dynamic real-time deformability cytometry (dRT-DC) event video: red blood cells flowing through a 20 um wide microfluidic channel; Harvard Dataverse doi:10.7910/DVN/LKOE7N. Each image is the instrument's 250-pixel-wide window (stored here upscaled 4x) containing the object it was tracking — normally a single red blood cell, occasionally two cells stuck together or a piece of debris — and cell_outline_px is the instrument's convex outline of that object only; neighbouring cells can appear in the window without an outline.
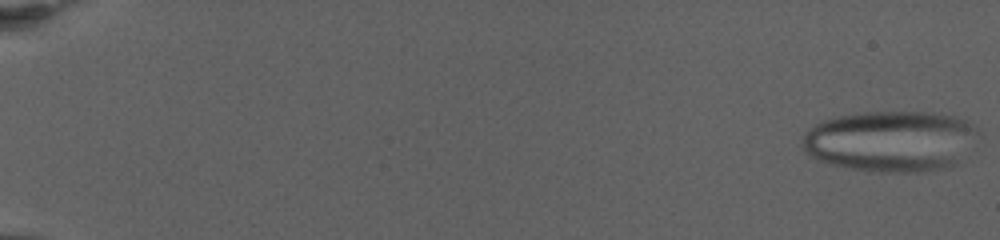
{"species": "human", "species_latin": "Homo sapiens", "temperature_condition": "warm", "stored_images_in_passage": 76, "camera_frame_rate_fps": 3000, "um_per_image_px": 0.085, "donor": {"sex": "female"}, "frame": {"image": 1, "passage_image": 1, "time_ms": 0.0, "image_size_px": [1000, 240], "cell_outline_px": [[972, 128], [956, 164], [940, 168], [920, 172], [884, 172], [852, 168], [832, 164], [816, 160], [800, 148], [804, 136], [816, 124], [824, 120], [840, 116], [864, 112], [924, 112], [956, 116], [964, 120]], "centroid_in_image_um": [75.54, 12.0], "position_along_channel_um": 9.5, "area_um2": 60.46}}
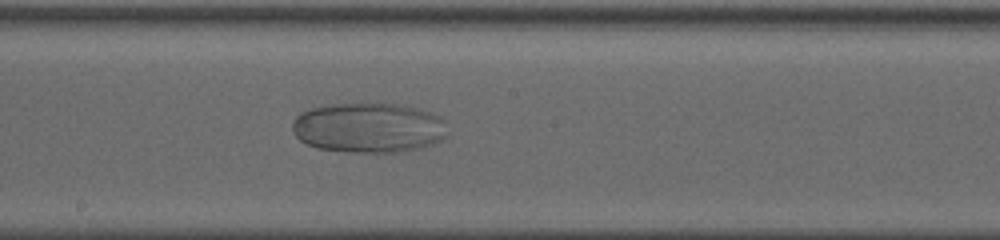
{"frame": {"image": 2, "passage_image": 45, "time_ms": 14.667, "image_size_px": [1000, 240], "cell_outline_px": [[448, 136], [432, 144], [420, 148], [396, 152], [348, 152], [316, 148], [300, 140], [296, 136], [292, 128], [292, 124], [296, 116], [312, 108], [332, 104], [360, 100], [364, 100], [396, 104], [416, 108], [432, 112], [440, 116]], "centroid_in_image_um": [31.33, 10.82], "position_along_channel_um": 216.9, "area_um2": 45.95}}
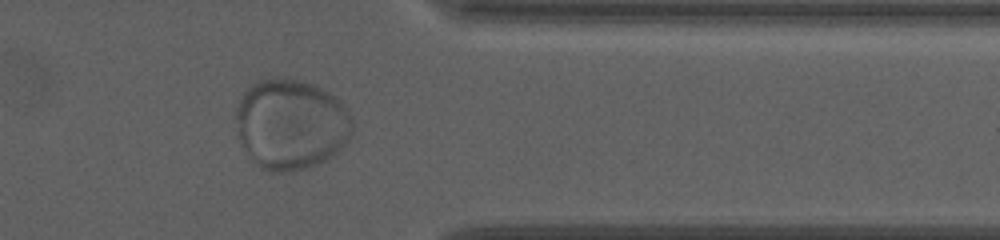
{"frame": {"image": 3, "passage_image": 64, "time_ms": 21.0, "image_size_px": [1000, 240], "cell_outline_px": [[352, 132], [348, 140], [332, 156], [308, 168], [292, 172], [268, 172], [260, 168], [256, 164], [244, 148], [236, 132], [236, 108], [244, 92], [252, 84], [260, 80], [276, 76], [300, 80], [316, 84], [336, 96], [352, 116]], "centroid_in_image_um": [24.73, 10.55], "position_along_channel_um": 386.7, "area_um2": 61.96}}